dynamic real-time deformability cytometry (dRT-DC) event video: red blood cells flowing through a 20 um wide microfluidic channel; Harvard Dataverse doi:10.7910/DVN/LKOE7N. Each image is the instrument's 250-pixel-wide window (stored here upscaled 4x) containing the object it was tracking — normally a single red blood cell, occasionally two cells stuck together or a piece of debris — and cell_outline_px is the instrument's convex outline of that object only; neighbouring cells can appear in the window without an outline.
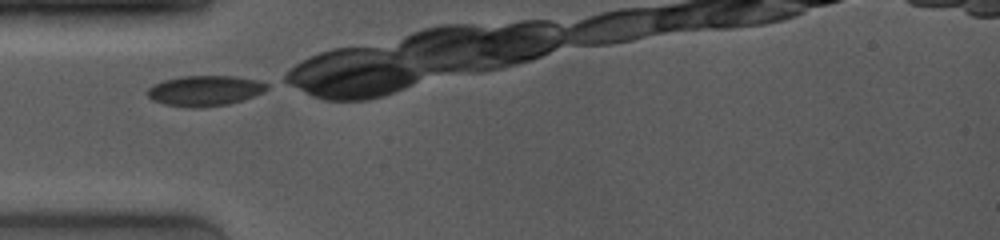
{"species": "common noctule bat (a hibernating species)", "species_latin": "Nyctalus noctula", "temperature_condition": "room temperature", "stored_images_in_passage": 5, "camera_frame_rate_fps": 4000, "um_per_image_px": 0.085, "animal": {"sex": "female", "body_mass_g": 19.0, "forearm_length_mm": 53.3}, "frame": {"image": 1, "passage_image": 1, "time_ms": 0.0, "image_size_px": [1000, 240], "cell_outline_px": [[268, 88], [264, 92], [228, 104], [200, 108], [188, 108], [164, 104], [152, 100], [148, 96], [148, 88], [152, 84], [164, 80], [180, 76], [232, 76], [256, 80], [268, 84]], "centroid_in_image_um": [17.37, 7.71], "position_along_channel_um": 67.6, "area_um2": 21.15}}